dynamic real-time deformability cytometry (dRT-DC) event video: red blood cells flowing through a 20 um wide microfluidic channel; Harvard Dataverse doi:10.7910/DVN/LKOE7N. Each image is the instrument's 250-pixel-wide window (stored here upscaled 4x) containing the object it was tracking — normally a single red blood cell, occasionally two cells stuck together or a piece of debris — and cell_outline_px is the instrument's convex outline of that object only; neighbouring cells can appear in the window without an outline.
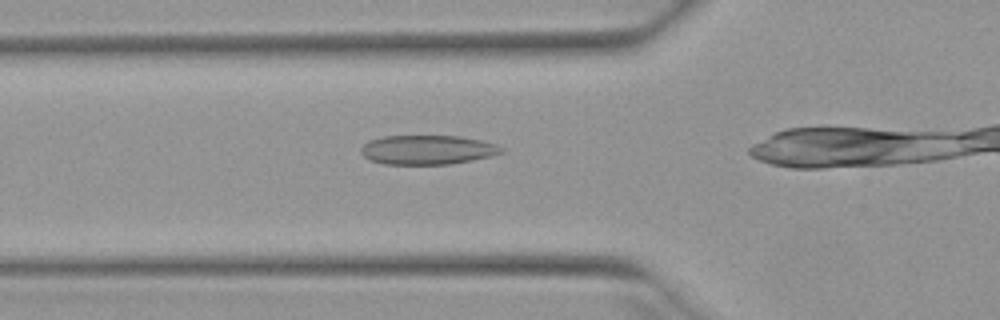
{"species": "Egyptian fruit bat (a non-hibernating species)", "species_latin": "Rousettus aegyptiacus", "temperature_condition": "warm", "stored_images_in_passage": 27, "camera_frame_rate_fps": 3000, "um_per_image_px": 0.085, "animal": {"sex": "female"}, "frame": {"image": 1, "passage_image": 4, "time_ms": 1.0, "image_size_px": [1000, 320], "cell_outline_px": [[504, 152], [492, 156], [452, 164], [384, 164], [372, 160], [364, 156], [360, 152], [360, 148], [368, 140], [380, 136], [460, 136], [480, 140], [496, 144], [504, 148]], "centroid_in_image_um": [36.34, 12.73], "position_along_channel_um": 89.5, "area_um2": 24.1}}
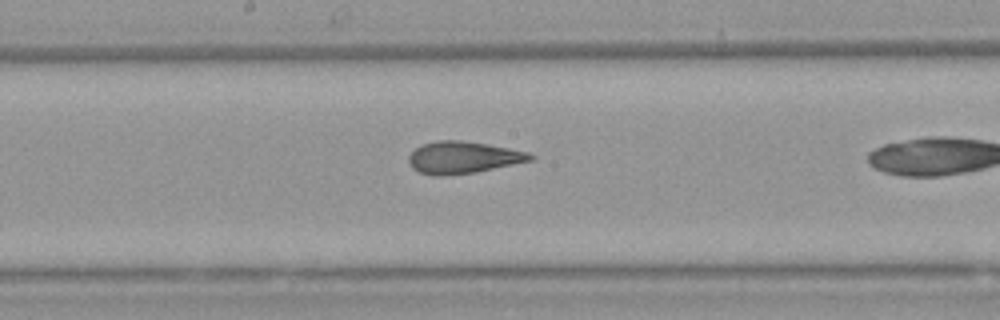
{"frame": {"image": 2, "passage_image": 13, "time_ms": 4.0, "image_size_px": [1000, 320], "cell_outline_px": [[536, 156], [532, 160], [476, 172], [440, 176], [432, 176], [420, 172], [412, 168], [408, 164], [408, 156], [420, 144], [436, 140], [460, 140], [488, 144], [528, 152]], "centroid_in_image_um": [39.32, 13.38], "position_along_channel_um": 208.9, "area_um2": 22.77}}
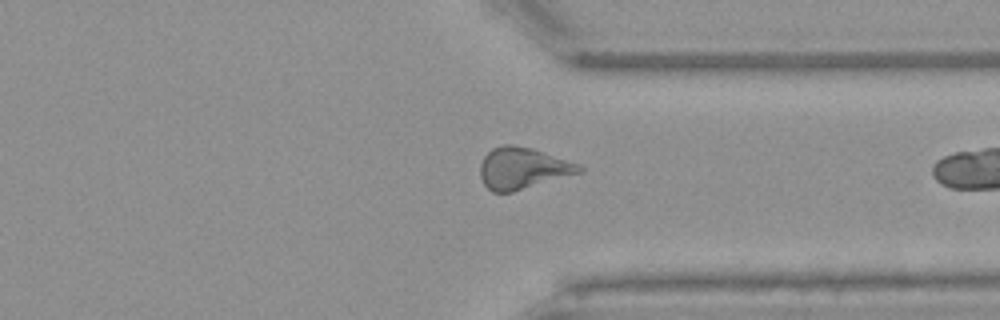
{"frame": {"image": 3, "passage_image": 25, "time_ms": 8.0, "image_size_px": [1000, 320], "cell_outline_px": [[584, 168], [580, 172], [512, 192], [492, 192], [484, 184], [480, 176], [480, 164], [484, 156], [492, 148], [504, 144], [512, 144], [532, 148], [580, 164]], "centroid_in_image_um": [44.4, 14.29], "position_along_channel_um": 367.0, "area_um2": 23.76}}